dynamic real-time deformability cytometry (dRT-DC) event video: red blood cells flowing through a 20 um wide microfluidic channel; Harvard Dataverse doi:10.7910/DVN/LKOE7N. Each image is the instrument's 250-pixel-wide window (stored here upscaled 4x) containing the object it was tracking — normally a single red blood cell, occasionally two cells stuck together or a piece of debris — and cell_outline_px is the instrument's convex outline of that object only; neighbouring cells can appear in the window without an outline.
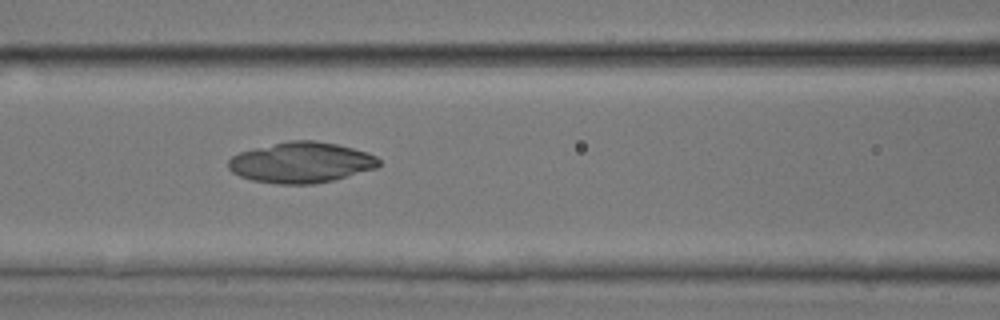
{"species": "common noctule bat (a hibernating species)", "species_latin": "Nyctalus noctula", "temperature_condition": "room temperature", "stored_images_in_passage": 31, "camera_frame_rate_fps": 3000, "um_per_image_px": 0.085, "animal": {"sex": "male", "body_mass_g": 17.9, "forearm_length_mm": 54.2}, "frame": {"image": 1, "passage_image": 12, "time_ms": 3.667, "image_size_px": [1000, 320], "cell_outline_px": [[380, 164], [376, 168], [332, 180], [312, 184], [276, 184], [252, 180], [240, 176], [232, 172], [228, 168], [228, 160], [232, 156], [240, 152], [288, 140], [316, 140], [336, 144], [368, 152], [376, 156], [380, 160]], "centroid_in_image_um": [25.59, 13.81], "position_along_channel_um": 141.0, "area_um2": 35.6}}
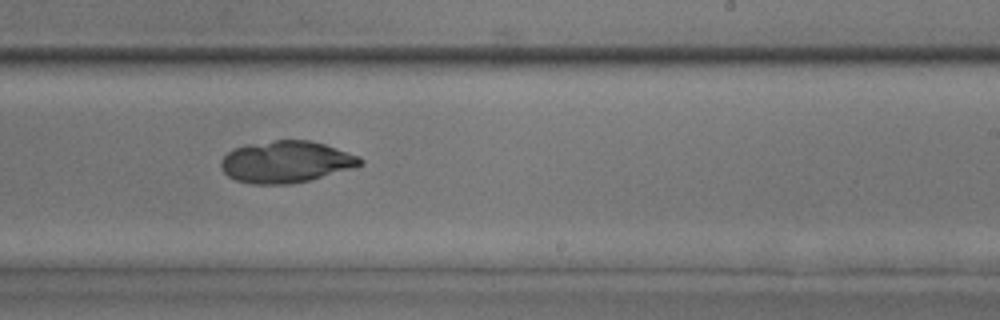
{"frame": {"image": 2, "passage_image": 20, "time_ms": 6.333, "image_size_px": [1000, 320], "cell_outline_px": [[364, 164], [356, 168], [292, 184], [252, 184], [236, 180], [228, 176], [220, 168], [220, 160], [232, 148], [248, 144], [276, 140], [308, 140], [324, 144], [360, 156], [364, 160]], "centroid_in_image_um": [24.32, 13.76], "position_along_channel_um": 264.7, "area_um2": 34.1}}
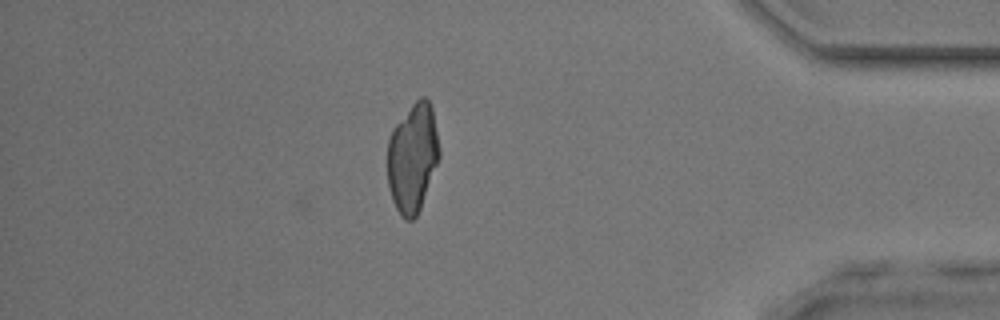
{"frame": {"image": 3, "passage_image": 31, "time_ms": 10.0, "image_size_px": [1000, 320], "cell_outline_px": [[440, 156], [420, 208], [416, 216], [412, 220], [404, 220], [400, 216], [392, 200], [388, 184], [388, 140], [392, 128], [412, 104], [420, 96], [424, 96], [428, 100], [432, 108], [440, 148]], "centroid_in_image_um": [35.07, 13.4], "position_along_channel_um": 400.1, "area_um2": 32.89}}